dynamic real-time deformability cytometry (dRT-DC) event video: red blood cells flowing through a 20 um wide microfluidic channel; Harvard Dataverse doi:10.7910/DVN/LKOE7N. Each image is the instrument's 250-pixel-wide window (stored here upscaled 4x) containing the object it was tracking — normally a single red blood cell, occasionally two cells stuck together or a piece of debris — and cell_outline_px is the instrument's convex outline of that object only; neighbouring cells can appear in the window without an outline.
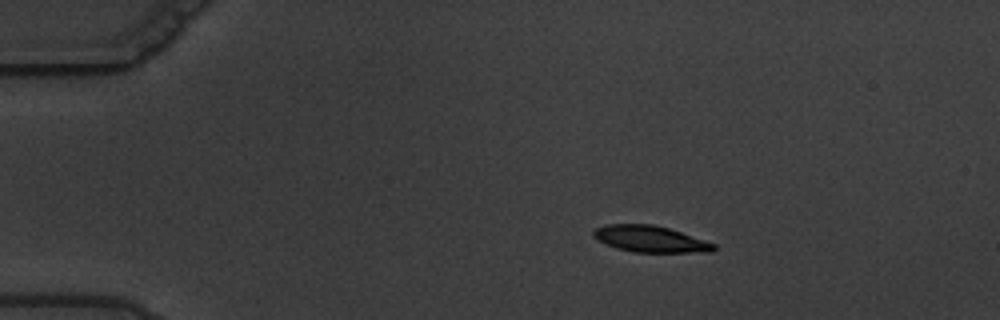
{"species": "common noctule bat (a hibernating species)", "species_latin": "Nyctalus noctula", "temperature_condition": "warm", "stored_images_in_passage": 7, "segment_of_instrument_passage": [1, 2], "camera_frame_rate_fps": 3000, "um_per_image_px": 0.085, "animal": {"sex": "male", "body_mass_g": 19.5, "forearm_length_mm": 54.6}, "frame": {"image": 1, "passage_image": 4, "time_ms": 3.333, "image_size_px": [1000, 320], "cell_outline_px": [[716, 248], [712, 252], [632, 252], [616, 248], [596, 240], [592, 236], [592, 232], [596, 228], [604, 224], [652, 224], [668, 228], [716, 244]], "centroid_in_image_um": [55.22, 20.31], "position_along_channel_um": 29.8, "area_um2": 18.55}}